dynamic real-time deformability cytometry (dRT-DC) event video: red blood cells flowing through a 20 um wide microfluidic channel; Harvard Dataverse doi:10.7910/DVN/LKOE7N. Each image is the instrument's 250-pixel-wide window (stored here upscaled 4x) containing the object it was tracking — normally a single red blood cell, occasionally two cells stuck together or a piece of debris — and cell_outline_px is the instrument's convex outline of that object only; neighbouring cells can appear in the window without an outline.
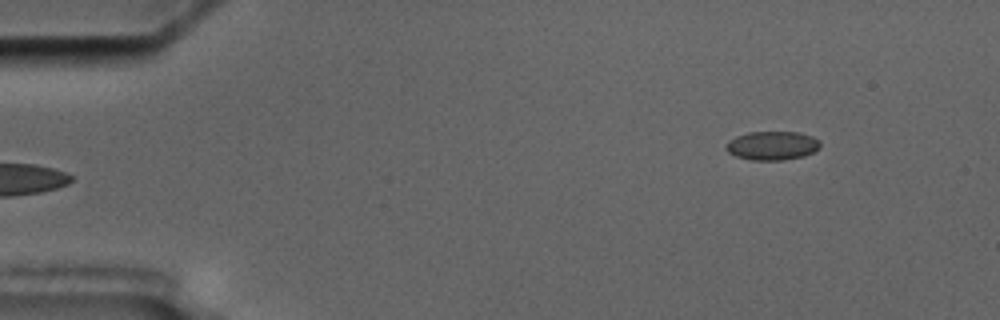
{"species": "common noctule bat (a hibernating species)", "species_latin": "Nyctalus noctula", "temperature_condition": "cold", "stored_images_in_passage": 5, "camera_frame_rate_fps": 3000, "um_per_image_px": 0.085, "animal": {"sex": "male", "body_mass_g": 17.5, "forearm_length_mm": 52.3}, "frame": {"image": 1, "passage_image": 5, "time_ms": 4.667, "image_size_px": [1000, 320], "cell_outline_px": [[820, 148], [804, 156], [780, 160], [752, 160], [736, 156], [728, 152], [724, 148], [728, 140], [736, 136], [748, 132], [800, 132], [812, 136], [820, 140]], "centroid_in_image_um": [65.63, 12.37], "position_along_channel_um": 19.4, "area_um2": 15.9}}